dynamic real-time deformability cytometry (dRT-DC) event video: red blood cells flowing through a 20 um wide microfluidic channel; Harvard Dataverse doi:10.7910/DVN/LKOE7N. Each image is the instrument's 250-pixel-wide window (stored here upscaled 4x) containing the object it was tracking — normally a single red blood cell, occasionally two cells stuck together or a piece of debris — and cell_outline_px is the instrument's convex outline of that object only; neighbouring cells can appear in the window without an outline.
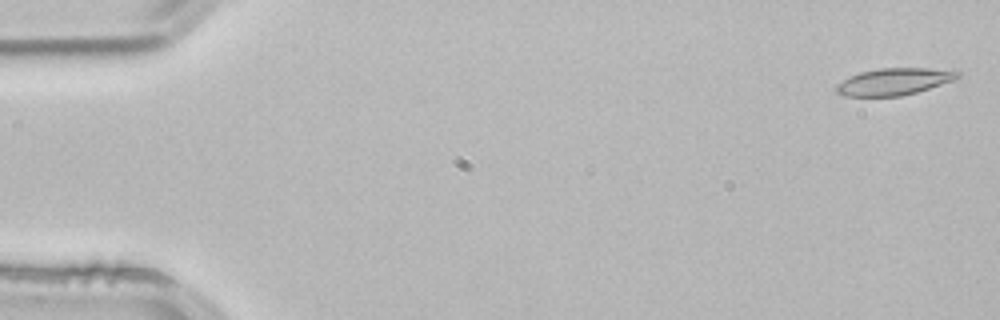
{"species": "common noctule bat (a hibernating species)", "species_latin": "Nyctalus noctula", "temperature_condition": "room temperature", "stored_images_in_passage": 3, "segment_of_instrument_passage": [2, 2], "camera_frame_rate_fps": 3000, "um_per_image_px": 0.085, "animal": {"sex": "male", "body_mass_g": 21.5, "forearm_length_mm": 52.0}, "frame": {"image": 1, "passage_image": 3, "time_ms": 0.667, "image_size_px": [1000, 320], "cell_outline_px": [[960, 76], [952, 80], [916, 92], [900, 96], [844, 96], [836, 92], [836, 84], [848, 76], [860, 72], [880, 68], [928, 68], [960, 72]], "centroid_in_image_um": [75.91, 6.93], "position_along_channel_um": 9.1, "area_um2": 18.79}}